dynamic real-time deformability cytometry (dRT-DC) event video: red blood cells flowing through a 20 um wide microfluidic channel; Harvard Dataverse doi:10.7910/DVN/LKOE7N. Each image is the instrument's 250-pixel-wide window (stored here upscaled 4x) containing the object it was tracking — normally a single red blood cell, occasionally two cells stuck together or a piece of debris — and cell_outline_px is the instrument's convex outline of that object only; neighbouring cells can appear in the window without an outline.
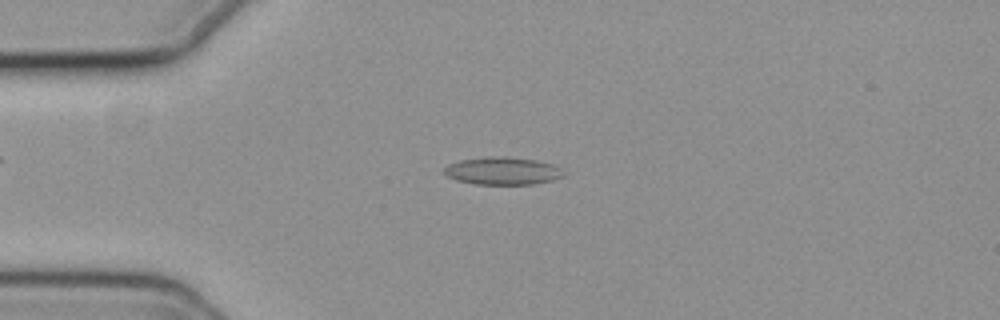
{"species": "common noctule bat (a hibernating species)", "species_latin": "Nyctalus noctula", "temperature_condition": "cold", "stored_images_in_passage": 48, "camera_frame_rate_fps": 3000, "um_per_image_px": 0.085, "animal": {"sex": "female", "body_mass_g": 19.3, "forearm_length_mm": 54.1}, "frame": {"image": 1, "passage_image": 13, "time_ms": 4.0, "image_size_px": [1000, 320], "cell_outline_px": [[564, 176], [552, 180], [532, 184], [476, 184], [456, 180], [448, 176], [444, 172], [444, 168], [448, 164], [460, 160], [488, 156], [508, 156], [536, 160], [552, 164], [560, 168], [564, 172]], "centroid_in_image_um": [42.72, 14.51], "position_along_channel_um": 42.3, "area_um2": 19.25}}
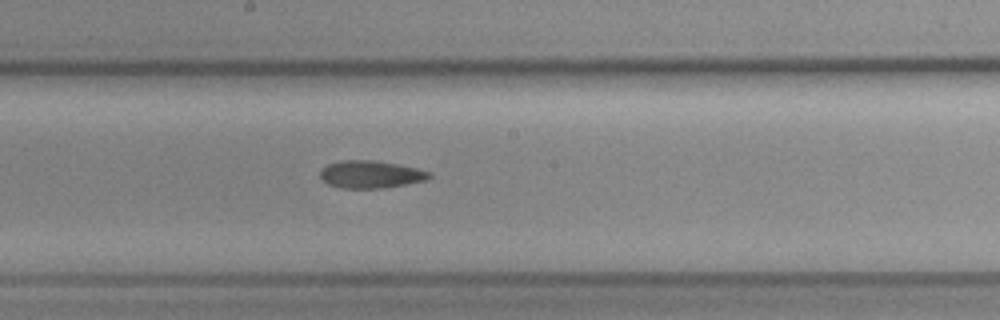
{"frame": {"image": 2, "passage_image": 29, "time_ms": 9.333, "image_size_px": [1000, 320], "cell_outline_px": [[432, 176], [424, 180], [384, 188], [340, 188], [328, 184], [320, 176], [320, 168], [328, 164], [340, 160], [372, 160], [396, 164], [416, 168], [432, 172]], "centroid_in_image_um": [31.47, 14.82], "position_along_channel_um": 216.7, "area_um2": 17.4}}
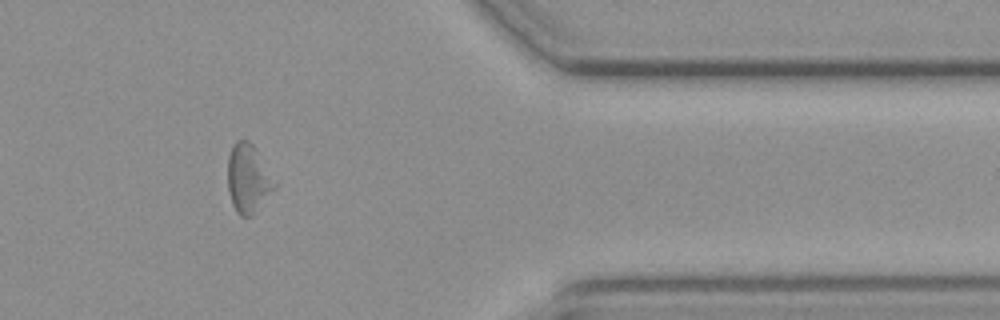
{"frame": {"image": 3, "passage_image": 45, "time_ms": 14.667, "image_size_px": [1000, 320], "cell_outline_px": [[276, 188], [252, 216], [240, 216], [236, 212], [232, 204], [228, 192], [228, 156], [236, 140], [248, 140], [256, 148], [276, 184]], "centroid_in_image_um": [21.08, 15.2], "position_along_channel_um": 390.3, "area_um2": 18.67}}